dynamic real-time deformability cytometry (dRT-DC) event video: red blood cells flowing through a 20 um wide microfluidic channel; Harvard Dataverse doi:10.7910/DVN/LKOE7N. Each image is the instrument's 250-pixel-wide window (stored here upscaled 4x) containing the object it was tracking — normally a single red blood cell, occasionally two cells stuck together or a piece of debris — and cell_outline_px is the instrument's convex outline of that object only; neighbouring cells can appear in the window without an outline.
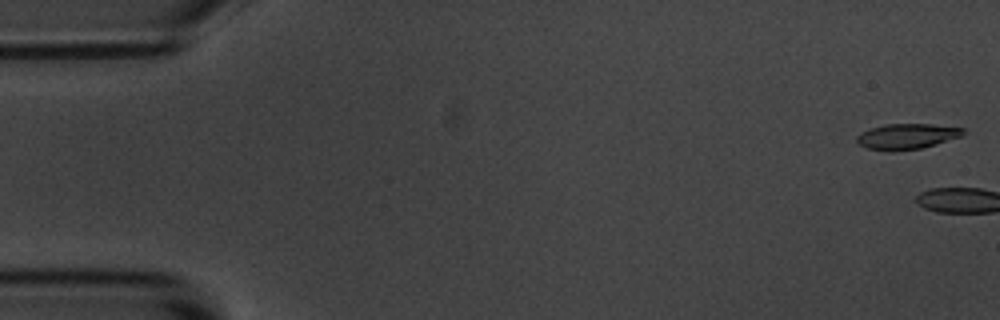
{"species": "common noctule bat (a hibernating species)", "species_latin": "Nyctalus noctula", "temperature_condition": "room temperature", "stored_images_in_passage": 3, "camera_frame_rate_fps": 3000, "um_per_image_px": 0.085, "animal": {"sex": "male", "body_mass_g": 20.1, "forearm_length_mm": 53.5}, "frame": {"image": 1, "passage_image": 1, "time_ms": 0.0, "image_size_px": [1000, 320], "cell_outline_px": [[964, 132], [960, 136], [936, 144], [920, 148], [892, 152], [868, 148], [860, 144], [856, 140], [856, 136], [860, 132], [884, 124], [932, 124], [964, 128]], "centroid_in_image_um": [77.05, 11.59], "position_along_channel_um": 7.9, "area_um2": 15.72}}